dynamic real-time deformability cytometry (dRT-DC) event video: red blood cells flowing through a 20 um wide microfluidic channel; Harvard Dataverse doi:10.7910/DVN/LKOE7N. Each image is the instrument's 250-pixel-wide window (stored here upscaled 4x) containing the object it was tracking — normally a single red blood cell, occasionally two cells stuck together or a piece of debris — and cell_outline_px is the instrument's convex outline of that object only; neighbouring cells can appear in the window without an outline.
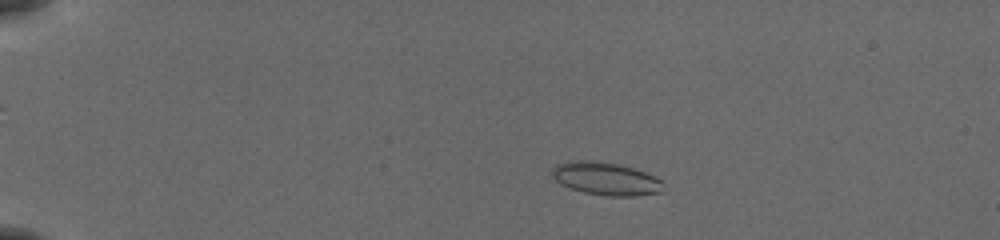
{"species": "common noctule bat (a hibernating species)", "species_latin": "Nyctalus noctula", "temperature_condition": "cold", "stored_images_in_passage": 9, "camera_frame_rate_fps": 3000, "um_per_image_px": 0.085, "animal": {"sex": "female", "body_mass_g": 19.5, "forearm_length_mm": 54.1}, "frame": {"image": 1, "passage_image": 2, "time_ms": 0.333, "image_size_px": [1000, 240], "cell_outline_px": [[664, 184], [660, 192], [636, 196], [608, 196], [584, 192], [568, 188], [560, 184], [552, 176], [552, 168], [556, 164], [568, 160], [592, 160], [616, 164], [632, 168], [644, 172], [660, 180]], "centroid_in_image_um": [51.43, 15.19], "position_along_channel_um": 33.6, "area_um2": 21.27}}
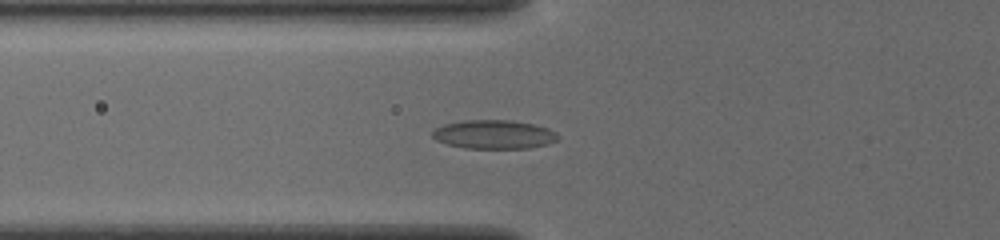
{"frame": {"image": 2, "passage_image": 6, "time_ms": 1.667, "image_size_px": [1000, 240], "cell_outline_px": [[560, 140], [548, 144], [528, 148], [464, 148], [448, 144], [436, 140], [432, 136], [432, 132], [436, 128], [444, 124], [464, 120], [512, 120], [532, 124], [548, 128], [556, 132], [560, 136]], "centroid_in_image_um": [42.02, 11.42], "position_along_channel_um": 83.8, "area_um2": 21.15}}
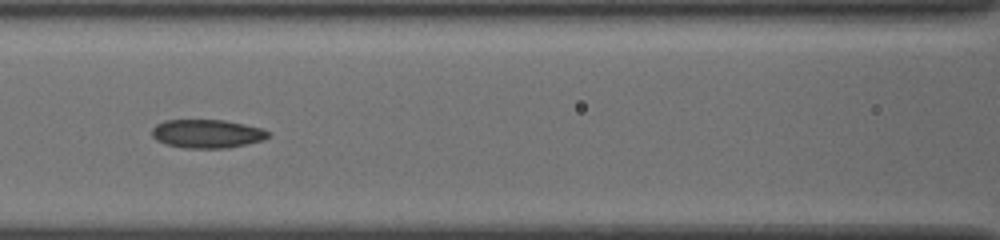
{"frame": {"image": 3, "passage_image": 8, "time_ms": 2.333, "image_size_px": [1000, 240], "cell_outline_px": [[272, 136], [264, 140], [228, 148], [184, 148], [164, 144], [156, 140], [152, 136], [152, 128], [156, 124], [164, 120], [224, 120], [244, 124], [260, 128], [272, 132]], "centroid_in_image_um": [17.61, 11.37], "position_along_channel_um": 149.0, "area_um2": 19.59}}